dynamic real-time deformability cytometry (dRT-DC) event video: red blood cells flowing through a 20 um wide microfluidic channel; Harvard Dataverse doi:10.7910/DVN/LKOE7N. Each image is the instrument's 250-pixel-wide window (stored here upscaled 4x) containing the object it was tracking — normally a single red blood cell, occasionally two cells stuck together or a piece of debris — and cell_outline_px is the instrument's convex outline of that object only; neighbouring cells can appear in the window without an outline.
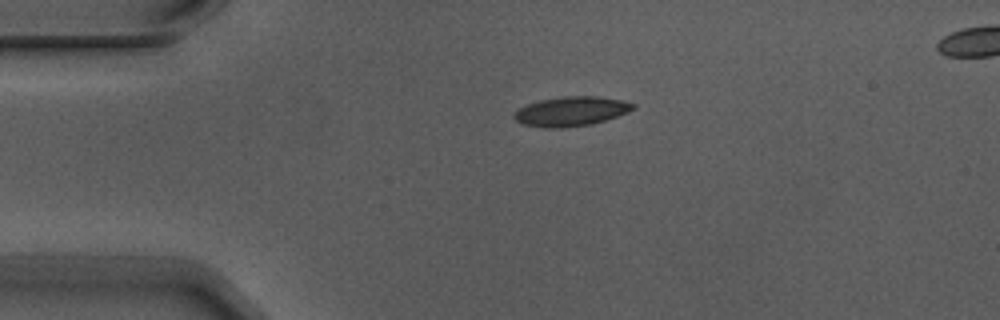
{"species": "Egyptian fruit bat (a non-hibernating species)", "species_latin": "Rousettus aegyptiacus", "temperature_condition": "warm", "stored_images_in_passage": 3, "camera_frame_rate_fps": 3000, "um_per_image_px": 0.085, "animal": {"sex": "male"}, "frame": {"image": 1, "passage_image": 1, "time_ms": 0.0, "image_size_px": [1000, 320], "cell_outline_px": [[636, 108], [628, 112], [592, 124], [560, 128], [544, 128], [524, 124], [516, 120], [512, 116], [520, 108], [528, 104], [540, 100], [564, 96], [596, 96], [624, 100], [636, 104]], "centroid_in_image_um": [48.58, 9.46], "position_along_channel_um": 36.4, "area_um2": 20.35}}